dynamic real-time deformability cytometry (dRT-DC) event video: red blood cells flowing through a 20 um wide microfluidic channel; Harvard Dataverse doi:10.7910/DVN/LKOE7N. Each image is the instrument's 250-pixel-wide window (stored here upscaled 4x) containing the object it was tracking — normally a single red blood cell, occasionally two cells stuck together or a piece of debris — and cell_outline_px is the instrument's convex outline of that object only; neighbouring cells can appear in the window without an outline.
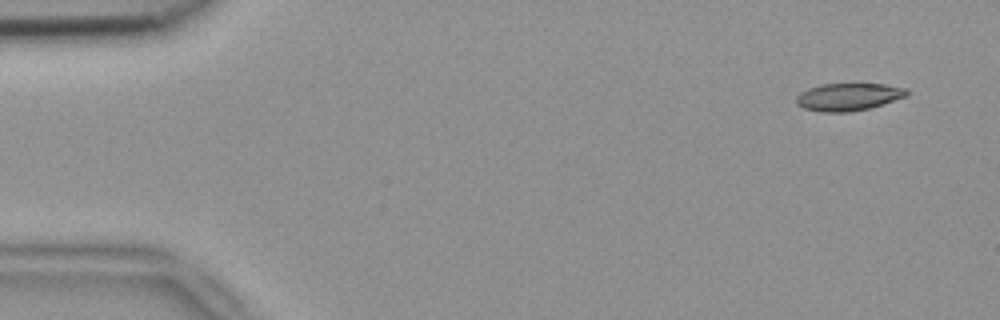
{"species": "common noctule bat (a hibernating species)", "species_latin": "Nyctalus noctula", "temperature_condition": "room temperature", "stored_images_in_passage": 7, "camera_frame_rate_fps": 3000, "um_per_image_px": 0.085, "animal": {"sex": "female", "body_mass_g": 18.4}, "frame": {"image": 1, "passage_image": 1, "time_ms": 0.0, "image_size_px": [1000, 320], "cell_outline_px": [[908, 96], [868, 108], [848, 112], [820, 112], [804, 108], [796, 104], [796, 96], [800, 92], [808, 88], [820, 84], [884, 84], [908, 88]], "centroid_in_image_um": [72.1, 8.23], "position_along_channel_um": 12.9, "area_um2": 17.74}}
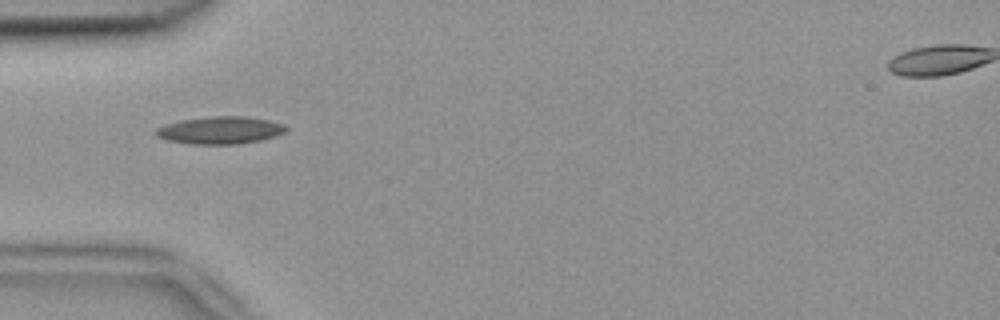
{"frame": {"image": 2, "passage_image": 4, "time_ms": 1.0, "image_size_px": [1000, 320], "cell_outline_px": [[288, 128], [284, 132], [276, 136], [260, 140], [236, 144], [192, 144], [168, 140], [156, 136], [156, 128], [164, 124], [184, 120], [212, 116], [248, 116], [268, 120], [284, 124]], "centroid_in_image_um": [18.74, 11.06], "position_along_channel_um": 66.3, "area_um2": 20.69}}
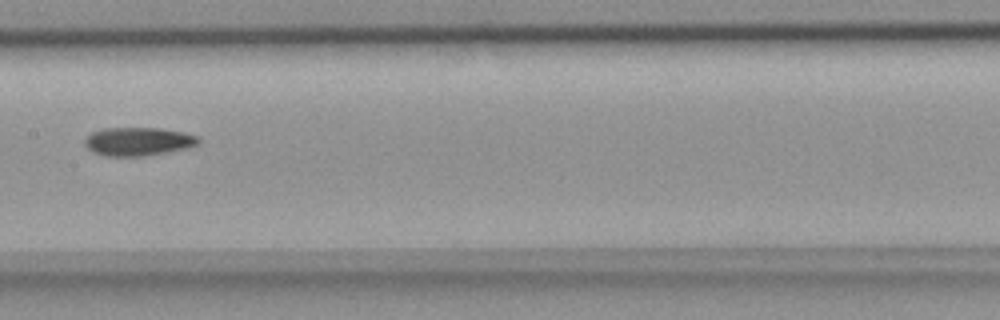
{"frame": {"image": 3, "passage_image": 7, "time_ms": 2.0, "image_size_px": [1000, 320], "cell_outline_px": [[200, 144], [188, 148], [144, 156], [104, 156], [92, 152], [84, 144], [84, 140], [92, 132], [100, 128], [160, 128], [184, 132], [196, 136], [200, 140]], "centroid_in_image_um": [11.74, 12.02], "position_along_channel_um": 195.7, "area_um2": 18.96}}